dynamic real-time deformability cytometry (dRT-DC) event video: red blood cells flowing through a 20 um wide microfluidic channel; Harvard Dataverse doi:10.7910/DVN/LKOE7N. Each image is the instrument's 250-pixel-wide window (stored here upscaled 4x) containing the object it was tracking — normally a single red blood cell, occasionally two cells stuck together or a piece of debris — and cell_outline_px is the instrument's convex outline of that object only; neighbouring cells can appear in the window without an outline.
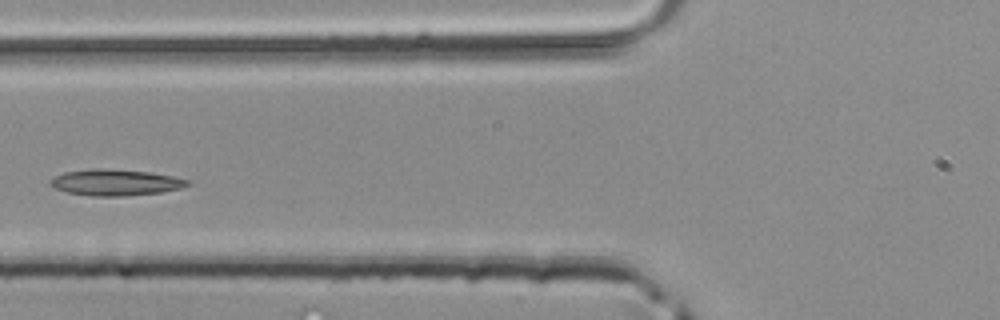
{"species": "common noctule bat (a hibernating species)", "species_latin": "Nyctalus noctula", "temperature_condition": "room temperature", "stored_images_in_passage": 3, "camera_frame_rate_fps": 3000, "um_per_image_px": 0.085, "animal": {"sex": "male", "body_mass_g": 20.4}, "frame": {"image": 1, "passage_image": 3, "time_ms": 0.667, "image_size_px": [1000, 320], "cell_outline_px": [[192, 184], [180, 188], [160, 192], [124, 196], [92, 196], [68, 192], [56, 188], [48, 184], [48, 180], [64, 172], [96, 168], [108, 168], [148, 172], [172, 176], [188, 180]], "centroid_in_image_um": [9.79, 15.5], "position_along_channel_um": 116.0, "area_um2": 20.87}}